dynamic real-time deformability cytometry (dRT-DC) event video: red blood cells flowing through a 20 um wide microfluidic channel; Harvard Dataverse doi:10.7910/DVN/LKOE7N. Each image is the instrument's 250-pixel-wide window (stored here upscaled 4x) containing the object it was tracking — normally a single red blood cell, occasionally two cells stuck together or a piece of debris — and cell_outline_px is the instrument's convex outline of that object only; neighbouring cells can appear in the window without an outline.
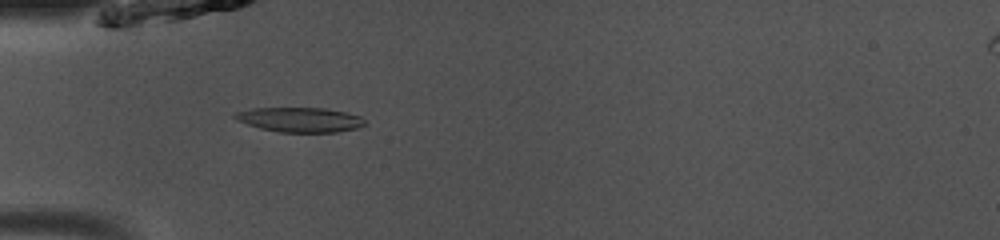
{"species": "common noctule bat (a hibernating species)", "species_latin": "Nyctalus noctula", "temperature_condition": "room temperature", "stored_images_in_passage": 36, "camera_frame_rate_fps": 3000, "um_per_image_px": 0.085, "animal": {"sex": "male", "body_mass_g": 13.0, "forearm_length_mm": 53.1}, "frame": {"image": 1, "passage_image": 2, "time_ms": 0.333, "image_size_px": [1000, 240], "cell_outline_px": [[364, 124], [356, 128], [336, 132], [280, 132], [260, 128], [248, 124], [232, 116], [236, 112], [252, 108], [324, 108], [344, 112], [360, 116], [364, 120]], "centroid_in_image_um": [25.49, 10.17], "position_along_channel_um": 59.5, "area_um2": 18.38}}
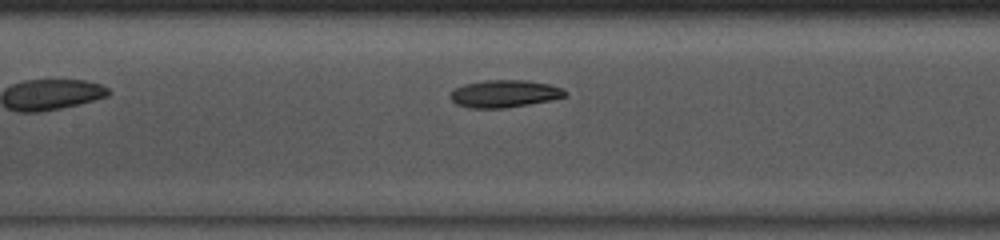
{"frame": {"image": 2, "passage_image": 10, "time_ms": 3.0, "image_size_px": [1000, 240], "cell_outline_px": [[568, 96], [552, 100], [504, 108], [468, 108], [456, 104], [452, 100], [452, 92], [456, 88], [464, 84], [488, 80], [528, 80], [548, 84], [564, 88], [568, 92]], "centroid_in_image_um": [42.95, 7.96], "position_along_channel_um": 164.5, "area_um2": 18.32}}
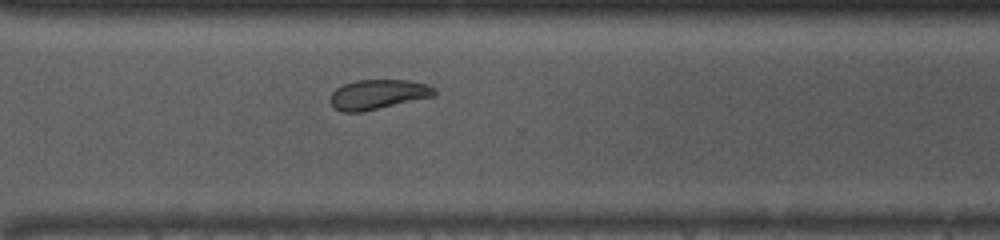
{"frame": {"image": 3, "passage_image": 23, "time_ms": 7.333, "image_size_px": [1000, 240], "cell_outline_px": [[436, 96], [360, 112], [344, 112], [336, 108], [328, 100], [332, 92], [336, 88], [344, 84], [356, 80], [408, 80], [428, 84], [436, 88]], "centroid_in_image_um": [32.15, 8.01], "position_along_channel_um": 338.4, "area_um2": 18.09}, "authors_computed_cell_mechanics": {"area_um2": 18.3226, "velocity_mm_per_s": 4.0323, "shape_relaxation_time_tau1_ms": 2.9423, "shape_relaxation_time_tau2_ms": 6.7568, "deformation_change_tau1": 0.1062, "deformation_change_tau2": 0.0975}}